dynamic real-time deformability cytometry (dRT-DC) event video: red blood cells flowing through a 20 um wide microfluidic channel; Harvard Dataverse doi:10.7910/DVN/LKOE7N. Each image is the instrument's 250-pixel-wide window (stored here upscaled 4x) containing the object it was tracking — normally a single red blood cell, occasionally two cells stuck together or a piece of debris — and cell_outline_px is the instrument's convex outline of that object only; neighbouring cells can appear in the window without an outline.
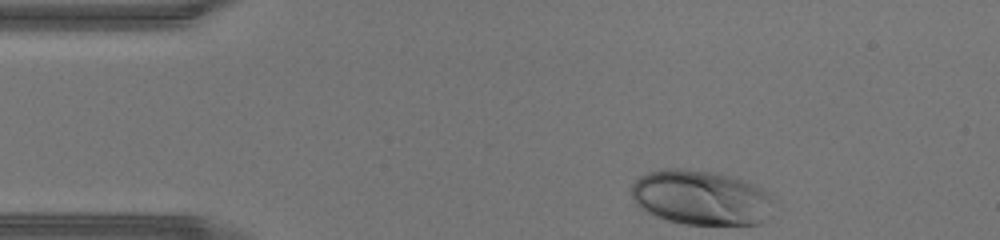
{"species": "human", "species_latin": "Homo sapiens", "temperature_condition": "warm", "stored_images_in_passage": 30, "camera_frame_rate_fps": 3000, "um_per_image_px": 0.085, "donor": {"sex": "male"}, "frame": {"image": 1, "passage_image": 1, "time_ms": 0.0, "image_size_px": [1000, 240], "cell_outline_px": [[776, 200], [764, 220], [760, 224], [684, 224], [668, 220], [644, 212], [632, 200], [632, 184], [640, 176], [648, 172], [660, 168], [680, 168], [716, 172], [732, 176], [756, 184], [768, 192]], "centroid_in_image_um": [59.58, 16.78], "position_along_channel_um": 25.4, "area_um2": 45.95}}
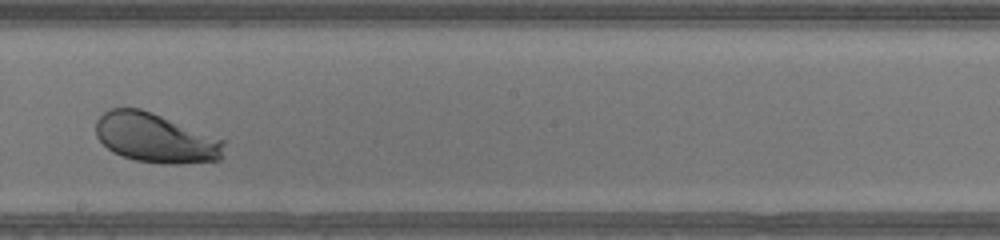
{"frame": {"image": 2, "passage_image": 19, "time_ms": 6.0, "image_size_px": [1000, 240], "cell_outline_px": [[224, 144], [220, 160], [180, 164], [164, 164], [136, 160], [112, 152], [96, 136], [96, 120], [104, 112], [112, 108], [140, 108], [152, 112], [224, 140]], "centroid_in_image_um": [13.2, 11.73], "position_along_channel_um": 235.0, "area_um2": 36.65}}
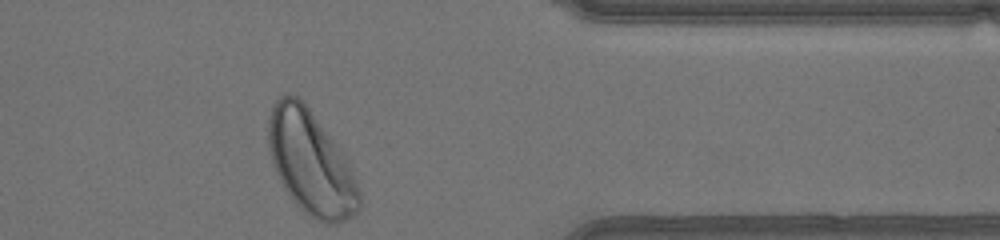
{"frame": {"image": 3, "passage_image": 30, "time_ms": 9.667, "image_size_px": [1000, 240], "cell_outline_px": [[360, 208], [352, 216], [336, 224], [324, 224], [316, 220], [304, 212], [292, 200], [284, 188], [272, 164], [268, 144], [268, 116], [272, 104], [276, 96], [284, 92], [292, 92], [300, 96], [304, 100], [340, 148], [356, 180], [360, 192]], "centroid_in_image_um": [26.38, 13.77], "position_along_channel_um": 385.0, "area_um2": 55.78}}